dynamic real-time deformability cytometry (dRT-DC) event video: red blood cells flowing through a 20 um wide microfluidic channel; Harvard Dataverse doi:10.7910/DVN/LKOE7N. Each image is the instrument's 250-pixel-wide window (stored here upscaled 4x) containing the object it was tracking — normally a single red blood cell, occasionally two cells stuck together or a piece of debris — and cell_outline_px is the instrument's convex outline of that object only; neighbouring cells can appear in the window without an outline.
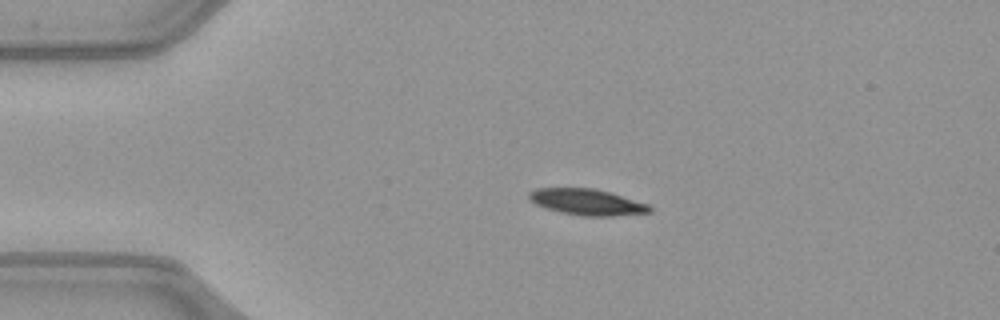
{"species": "common noctule bat (a hibernating species)", "species_latin": "Nyctalus noctula", "temperature_condition": "warm", "stored_images_in_passage": 41, "camera_frame_rate_fps": 3000, "um_per_image_px": 0.085, "animal": {"sex": "female", "body_mass_g": 21.9}, "frame": {"image": 1, "passage_image": 1, "time_ms": 0.0, "image_size_px": [1000, 320], "cell_outline_px": [[652, 212], [612, 216], [584, 216], [564, 212], [548, 208], [536, 204], [528, 200], [528, 192], [536, 188], [592, 188], [608, 192], [648, 204], [652, 208]], "centroid_in_image_um": [49.88, 17.17], "position_along_channel_um": 35.1, "area_um2": 18.09}}
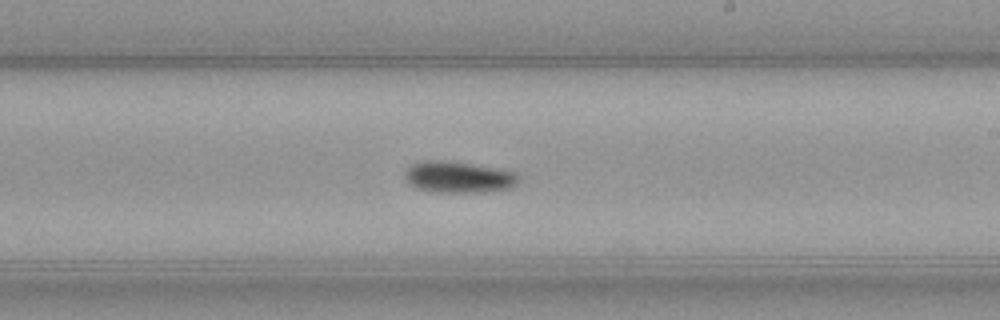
{"frame": {"image": 2, "passage_image": 20, "time_ms": 6.333, "image_size_px": [1000, 320], "cell_outline_px": [[520, 176], [516, 184], [508, 188], [484, 192], [428, 192], [416, 188], [404, 176], [404, 172], [412, 164], [420, 160], [448, 160], [472, 164], [516, 172]], "centroid_in_image_um": [38.94, 15.05], "position_along_channel_um": 250.1, "area_um2": 20.87}}
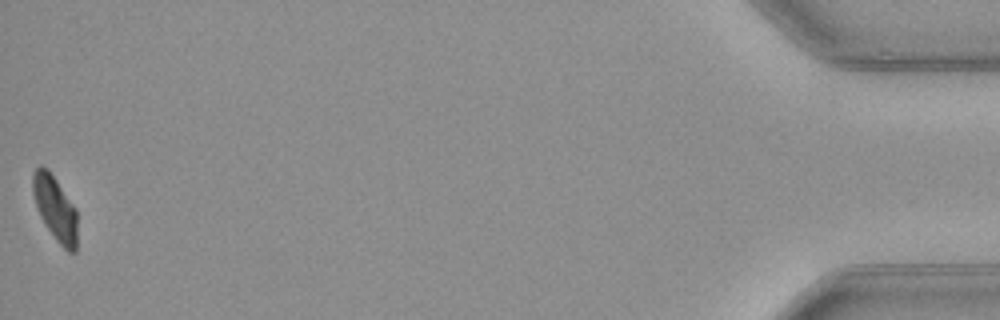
{"frame": {"image": 3, "passage_image": 41, "time_ms": 13.333, "image_size_px": [1000, 320], "cell_outline_px": [[76, 252], [68, 252], [56, 240], [40, 216], [32, 192], [32, 172], [40, 164], [48, 168], [76, 208]], "centroid_in_image_um": [4.67, 17.66], "position_along_channel_um": 430.5, "area_um2": 16.7}, "authors_computed_cell_mechanics": {"area_um2": 19.5364, "velocity_mm_per_s": 4.0424, "shape_relaxation_time_tau1_ms": 4.3343, "shape_relaxation_time_tau2_ms": null, "deformation_change_tau1": 0.1355, "deformation_change_tau2": null}}